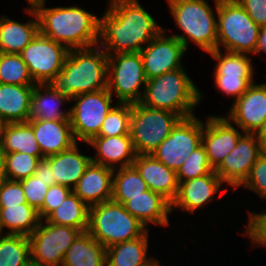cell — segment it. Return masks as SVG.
I'll use <instances>...</instances> for the list:
<instances>
[{
	"mask_svg": "<svg viewBox=\"0 0 266 266\" xmlns=\"http://www.w3.org/2000/svg\"><path fill=\"white\" fill-rule=\"evenodd\" d=\"M62 266H106V248L87 231L81 232L65 253Z\"/></svg>",
	"mask_w": 266,
	"mask_h": 266,
	"instance_id": "obj_30",
	"label": "cell"
},
{
	"mask_svg": "<svg viewBox=\"0 0 266 266\" xmlns=\"http://www.w3.org/2000/svg\"><path fill=\"white\" fill-rule=\"evenodd\" d=\"M256 136L261 143L263 152H266V121L263 123L262 127L256 133Z\"/></svg>",
	"mask_w": 266,
	"mask_h": 266,
	"instance_id": "obj_48",
	"label": "cell"
},
{
	"mask_svg": "<svg viewBox=\"0 0 266 266\" xmlns=\"http://www.w3.org/2000/svg\"><path fill=\"white\" fill-rule=\"evenodd\" d=\"M46 2L36 4L39 31L70 49L98 45L99 18L82 7H45Z\"/></svg>",
	"mask_w": 266,
	"mask_h": 266,
	"instance_id": "obj_3",
	"label": "cell"
},
{
	"mask_svg": "<svg viewBox=\"0 0 266 266\" xmlns=\"http://www.w3.org/2000/svg\"><path fill=\"white\" fill-rule=\"evenodd\" d=\"M146 82L140 52L108 55L107 89L117 103H139Z\"/></svg>",
	"mask_w": 266,
	"mask_h": 266,
	"instance_id": "obj_9",
	"label": "cell"
},
{
	"mask_svg": "<svg viewBox=\"0 0 266 266\" xmlns=\"http://www.w3.org/2000/svg\"><path fill=\"white\" fill-rule=\"evenodd\" d=\"M69 49L40 32L21 51L22 60L27 64L36 84H46L62 70Z\"/></svg>",
	"mask_w": 266,
	"mask_h": 266,
	"instance_id": "obj_14",
	"label": "cell"
},
{
	"mask_svg": "<svg viewBox=\"0 0 266 266\" xmlns=\"http://www.w3.org/2000/svg\"><path fill=\"white\" fill-rule=\"evenodd\" d=\"M260 29L236 0L218 2L217 49L222 46L227 52L257 55Z\"/></svg>",
	"mask_w": 266,
	"mask_h": 266,
	"instance_id": "obj_7",
	"label": "cell"
},
{
	"mask_svg": "<svg viewBox=\"0 0 266 266\" xmlns=\"http://www.w3.org/2000/svg\"><path fill=\"white\" fill-rule=\"evenodd\" d=\"M202 96L182 67L147 80L139 103L187 118L194 116V108L200 103Z\"/></svg>",
	"mask_w": 266,
	"mask_h": 266,
	"instance_id": "obj_4",
	"label": "cell"
},
{
	"mask_svg": "<svg viewBox=\"0 0 266 266\" xmlns=\"http://www.w3.org/2000/svg\"><path fill=\"white\" fill-rule=\"evenodd\" d=\"M242 132L226 117L208 115L205 123L203 122L202 145L214 170L236 147L239 138L244 134Z\"/></svg>",
	"mask_w": 266,
	"mask_h": 266,
	"instance_id": "obj_18",
	"label": "cell"
},
{
	"mask_svg": "<svg viewBox=\"0 0 266 266\" xmlns=\"http://www.w3.org/2000/svg\"><path fill=\"white\" fill-rule=\"evenodd\" d=\"M149 235L148 230L141 237L106 248V266H148L151 264L156 258L147 253Z\"/></svg>",
	"mask_w": 266,
	"mask_h": 266,
	"instance_id": "obj_28",
	"label": "cell"
},
{
	"mask_svg": "<svg viewBox=\"0 0 266 266\" xmlns=\"http://www.w3.org/2000/svg\"><path fill=\"white\" fill-rule=\"evenodd\" d=\"M148 266H161L160 265V260L155 259L151 264H149Z\"/></svg>",
	"mask_w": 266,
	"mask_h": 266,
	"instance_id": "obj_52",
	"label": "cell"
},
{
	"mask_svg": "<svg viewBox=\"0 0 266 266\" xmlns=\"http://www.w3.org/2000/svg\"><path fill=\"white\" fill-rule=\"evenodd\" d=\"M212 171H214V169L211 167L207 152L201 144L189 155L176 173L178 182L180 183L207 175Z\"/></svg>",
	"mask_w": 266,
	"mask_h": 266,
	"instance_id": "obj_39",
	"label": "cell"
},
{
	"mask_svg": "<svg viewBox=\"0 0 266 266\" xmlns=\"http://www.w3.org/2000/svg\"><path fill=\"white\" fill-rule=\"evenodd\" d=\"M258 194L261 199L266 200V152H263L254 163L251 171L240 186Z\"/></svg>",
	"mask_w": 266,
	"mask_h": 266,
	"instance_id": "obj_40",
	"label": "cell"
},
{
	"mask_svg": "<svg viewBox=\"0 0 266 266\" xmlns=\"http://www.w3.org/2000/svg\"><path fill=\"white\" fill-rule=\"evenodd\" d=\"M0 142L5 153L21 152L45 158L28 122L7 123Z\"/></svg>",
	"mask_w": 266,
	"mask_h": 266,
	"instance_id": "obj_31",
	"label": "cell"
},
{
	"mask_svg": "<svg viewBox=\"0 0 266 266\" xmlns=\"http://www.w3.org/2000/svg\"><path fill=\"white\" fill-rule=\"evenodd\" d=\"M215 12L205 0H167L174 23L183 34H172L188 50L189 41L204 53L217 49V6ZM216 15H215V14Z\"/></svg>",
	"mask_w": 266,
	"mask_h": 266,
	"instance_id": "obj_5",
	"label": "cell"
},
{
	"mask_svg": "<svg viewBox=\"0 0 266 266\" xmlns=\"http://www.w3.org/2000/svg\"><path fill=\"white\" fill-rule=\"evenodd\" d=\"M28 204L20 181L4 179L0 182V208Z\"/></svg>",
	"mask_w": 266,
	"mask_h": 266,
	"instance_id": "obj_43",
	"label": "cell"
},
{
	"mask_svg": "<svg viewBox=\"0 0 266 266\" xmlns=\"http://www.w3.org/2000/svg\"><path fill=\"white\" fill-rule=\"evenodd\" d=\"M26 266H40V265L39 264H35V263L30 261Z\"/></svg>",
	"mask_w": 266,
	"mask_h": 266,
	"instance_id": "obj_54",
	"label": "cell"
},
{
	"mask_svg": "<svg viewBox=\"0 0 266 266\" xmlns=\"http://www.w3.org/2000/svg\"><path fill=\"white\" fill-rule=\"evenodd\" d=\"M263 153L256 134L244 133L236 147L224 158L214 170L223 183L231 188H239L247 179L251 168Z\"/></svg>",
	"mask_w": 266,
	"mask_h": 266,
	"instance_id": "obj_15",
	"label": "cell"
},
{
	"mask_svg": "<svg viewBox=\"0 0 266 266\" xmlns=\"http://www.w3.org/2000/svg\"><path fill=\"white\" fill-rule=\"evenodd\" d=\"M148 230L123 204L112 199L89 208L87 232L105 248L141 237Z\"/></svg>",
	"mask_w": 266,
	"mask_h": 266,
	"instance_id": "obj_6",
	"label": "cell"
},
{
	"mask_svg": "<svg viewBox=\"0 0 266 266\" xmlns=\"http://www.w3.org/2000/svg\"><path fill=\"white\" fill-rule=\"evenodd\" d=\"M6 179L5 174V152L2 149V145L0 142V182Z\"/></svg>",
	"mask_w": 266,
	"mask_h": 266,
	"instance_id": "obj_49",
	"label": "cell"
},
{
	"mask_svg": "<svg viewBox=\"0 0 266 266\" xmlns=\"http://www.w3.org/2000/svg\"><path fill=\"white\" fill-rule=\"evenodd\" d=\"M29 3V7H34L36 4L46 2V0H26Z\"/></svg>",
	"mask_w": 266,
	"mask_h": 266,
	"instance_id": "obj_51",
	"label": "cell"
},
{
	"mask_svg": "<svg viewBox=\"0 0 266 266\" xmlns=\"http://www.w3.org/2000/svg\"><path fill=\"white\" fill-rule=\"evenodd\" d=\"M259 26H266V0H236Z\"/></svg>",
	"mask_w": 266,
	"mask_h": 266,
	"instance_id": "obj_45",
	"label": "cell"
},
{
	"mask_svg": "<svg viewBox=\"0 0 266 266\" xmlns=\"http://www.w3.org/2000/svg\"><path fill=\"white\" fill-rule=\"evenodd\" d=\"M222 179L215 173L197 177L179 183L178 194L171 203V211L179 209L184 213H195L196 210L203 208L207 203L215 199V195L222 190ZM182 209V210H181Z\"/></svg>",
	"mask_w": 266,
	"mask_h": 266,
	"instance_id": "obj_19",
	"label": "cell"
},
{
	"mask_svg": "<svg viewBox=\"0 0 266 266\" xmlns=\"http://www.w3.org/2000/svg\"><path fill=\"white\" fill-rule=\"evenodd\" d=\"M72 192L69 187L55 184L48 188L43 207L38 211L41 220H45Z\"/></svg>",
	"mask_w": 266,
	"mask_h": 266,
	"instance_id": "obj_44",
	"label": "cell"
},
{
	"mask_svg": "<svg viewBox=\"0 0 266 266\" xmlns=\"http://www.w3.org/2000/svg\"><path fill=\"white\" fill-rule=\"evenodd\" d=\"M41 219L38 212L29 204L0 208V222L6 234L30 236Z\"/></svg>",
	"mask_w": 266,
	"mask_h": 266,
	"instance_id": "obj_33",
	"label": "cell"
},
{
	"mask_svg": "<svg viewBox=\"0 0 266 266\" xmlns=\"http://www.w3.org/2000/svg\"><path fill=\"white\" fill-rule=\"evenodd\" d=\"M181 119L167 110L131 104L130 137L136 154H152Z\"/></svg>",
	"mask_w": 266,
	"mask_h": 266,
	"instance_id": "obj_8",
	"label": "cell"
},
{
	"mask_svg": "<svg viewBox=\"0 0 266 266\" xmlns=\"http://www.w3.org/2000/svg\"><path fill=\"white\" fill-rule=\"evenodd\" d=\"M248 225L245 226L244 235L250 238L251 247L264 246L266 248V211L248 213Z\"/></svg>",
	"mask_w": 266,
	"mask_h": 266,
	"instance_id": "obj_42",
	"label": "cell"
},
{
	"mask_svg": "<svg viewBox=\"0 0 266 266\" xmlns=\"http://www.w3.org/2000/svg\"><path fill=\"white\" fill-rule=\"evenodd\" d=\"M125 209L146 227L148 224L169 226L168 215L172 213L171 203L161 194L150 189L137 197H128Z\"/></svg>",
	"mask_w": 266,
	"mask_h": 266,
	"instance_id": "obj_25",
	"label": "cell"
},
{
	"mask_svg": "<svg viewBox=\"0 0 266 266\" xmlns=\"http://www.w3.org/2000/svg\"><path fill=\"white\" fill-rule=\"evenodd\" d=\"M40 160L39 157L27 153H5L6 179L20 181L34 175Z\"/></svg>",
	"mask_w": 266,
	"mask_h": 266,
	"instance_id": "obj_38",
	"label": "cell"
},
{
	"mask_svg": "<svg viewBox=\"0 0 266 266\" xmlns=\"http://www.w3.org/2000/svg\"><path fill=\"white\" fill-rule=\"evenodd\" d=\"M27 122L32 126L44 157L68 150L77 143L72 133L70 120L29 119Z\"/></svg>",
	"mask_w": 266,
	"mask_h": 266,
	"instance_id": "obj_23",
	"label": "cell"
},
{
	"mask_svg": "<svg viewBox=\"0 0 266 266\" xmlns=\"http://www.w3.org/2000/svg\"><path fill=\"white\" fill-rule=\"evenodd\" d=\"M80 233L77 228L41 220L28 237L31 262L40 266H62L65 253Z\"/></svg>",
	"mask_w": 266,
	"mask_h": 266,
	"instance_id": "obj_11",
	"label": "cell"
},
{
	"mask_svg": "<svg viewBox=\"0 0 266 266\" xmlns=\"http://www.w3.org/2000/svg\"><path fill=\"white\" fill-rule=\"evenodd\" d=\"M27 203L37 212L43 207V202L49 186L35 175L20 180Z\"/></svg>",
	"mask_w": 266,
	"mask_h": 266,
	"instance_id": "obj_41",
	"label": "cell"
},
{
	"mask_svg": "<svg viewBox=\"0 0 266 266\" xmlns=\"http://www.w3.org/2000/svg\"><path fill=\"white\" fill-rule=\"evenodd\" d=\"M33 88L34 85L0 83V116L7 123L29 120Z\"/></svg>",
	"mask_w": 266,
	"mask_h": 266,
	"instance_id": "obj_27",
	"label": "cell"
},
{
	"mask_svg": "<svg viewBox=\"0 0 266 266\" xmlns=\"http://www.w3.org/2000/svg\"><path fill=\"white\" fill-rule=\"evenodd\" d=\"M25 12L32 15L26 23H21L6 16H0V52L20 54L35 38L39 31V20L33 7H27Z\"/></svg>",
	"mask_w": 266,
	"mask_h": 266,
	"instance_id": "obj_24",
	"label": "cell"
},
{
	"mask_svg": "<svg viewBox=\"0 0 266 266\" xmlns=\"http://www.w3.org/2000/svg\"><path fill=\"white\" fill-rule=\"evenodd\" d=\"M30 261L28 236L6 234L0 239V266H26Z\"/></svg>",
	"mask_w": 266,
	"mask_h": 266,
	"instance_id": "obj_35",
	"label": "cell"
},
{
	"mask_svg": "<svg viewBox=\"0 0 266 266\" xmlns=\"http://www.w3.org/2000/svg\"><path fill=\"white\" fill-rule=\"evenodd\" d=\"M38 179L46 182L48 186L55 185L56 181L52 174V167L50 166V162L43 158L38 162L37 169L34 174Z\"/></svg>",
	"mask_w": 266,
	"mask_h": 266,
	"instance_id": "obj_46",
	"label": "cell"
},
{
	"mask_svg": "<svg viewBox=\"0 0 266 266\" xmlns=\"http://www.w3.org/2000/svg\"><path fill=\"white\" fill-rule=\"evenodd\" d=\"M2 234V235H1ZM6 235V233L4 234L3 233V227H2V224H1V222H0V239L2 238V237H4Z\"/></svg>",
	"mask_w": 266,
	"mask_h": 266,
	"instance_id": "obj_53",
	"label": "cell"
},
{
	"mask_svg": "<svg viewBox=\"0 0 266 266\" xmlns=\"http://www.w3.org/2000/svg\"><path fill=\"white\" fill-rule=\"evenodd\" d=\"M146 182L148 189L161 194L172 203L179 189L176 171L169 169L152 154H138L132 164Z\"/></svg>",
	"mask_w": 266,
	"mask_h": 266,
	"instance_id": "obj_20",
	"label": "cell"
},
{
	"mask_svg": "<svg viewBox=\"0 0 266 266\" xmlns=\"http://www.w3.org/2000/svg\"><path fill=\"white\" fill-rule=\"evenodd\" d=\"M52 167V174L56 184L73 189L83 176L86 167L91 162V157L83 155L78 147V142L70 149L45 157Z\"/></svg>",
	"mask_w": 266,
	"mask_h": 266,
	"instance_id": "obj_26",
	"label": "cell"
},
{
	"mask_svg": "<svg viewBox=\"0 0 266 266\" xmlns=\"http://www.w3.org/2000/svg\"><path fill=\"white\" fill-rule=\"evenodd\" d=\"M114 169L93 162L72 191L89 207L112 199Z\"/></svg>",
	"mask_w": 266,
	"mask_h": 266,
	"instance_id": "obj_21",
	"label": "cell"
},
{
	"mask_svg": "<svg viewBox=\"0 0 266 266\" xmlns=\"http://www.w3.org/2000/svg\"><path fill=\"white\" fill-rule=\"evenodd\" d=\"M43 89V90H42ZM67 98L56 93L47 84H36L31 98V110L29 119L47 120H70V109L61 110Z\"/></svg>",
	"mask_w": 266,
	"mask_h": 266,
	"instance_id": "obj_29",
	"label": "cell"
},
{
	"mask_svg": "<svg viewBox=\"0 0 266 266\" xmlns=\"http://www.w3.org/2000/svg\"><path fill=\"white\" fill-rule=\"evenodd\" d=\"M217 61L213 72L214 83L218 91L232 96L234 101L241 97L255 82L254 69L249 54L232 53L216 49L208 53Z\"/></svg>",
	"mask_w": 266,
	"mask_h": 266,
	"instance_id": "obj_12",
	"label": "cell"
},
{
	"mask_svg": "<svg viewBox=\"0 0 266 266\" xmlns=\"http://www.w3.org/2000/svg\"><path fill=\"white\" fill-rule=\"evenodd\" d=\"M131 104L117 103L105 117L99 135L112 137L130 135Z\"/></svg>",
	"mask_w": 266,
	"mask_h": 266,
	"instance_id": "obj_37",
	"label": "cell"
},
{
	"mask_svg": "<svg viewBox=\"0 0 266 266\" xmlns=\"http://www.w3.org/2000/svg\"><path fill=\"white\" fill-rule=\"evenodd\" d=\"M0 83L13 85H36L27 64L20 54L0 52Z\"/></svg>",
	"mask_w": 266,
	"mask_h": 266,
	"instance_id": "obj_36",
	"label": "cell"
},
{
	"mask_svg": "<svg viewBox=\"0 0 266 266\" xmlns=\"http://www.w3.org/2000/svg\"><path fill=\"white\" fill-rule=\"evenodd\" d=\"M230 106L227 119L243 133L256 134L266 121V83L253 82Z\"/></svg>",
	"mask_w": 266,
	"mask_h": 266,
	"instance_id": "obj_17",
	"label": "cell"
},
{
	"mask_svg": "<svg viewBox=\"0 0 266 266\" xmlns=\"http://www.w3.org/2000/svg\"><path fill=\"white\" fill-rule=\"evenodd\" d=\"M99 18L98 45L108 54L140 52L164 28L138 0H110Z\"/></svg>",
	"mask_w": 266,
	"mask_h": 266,
	"instance_id": "obj_1",
	"label": "cell"
},
{
	"mask_svg": "<svg viewBox=\"0 0 266 266\" xmlns=\"http://www.w3.org/2000/svg\"><path fill=\"white\" fill-rule=\"evenodd\" d=\"M149 190L137 169L131 165L114 169L112 184V200L121 204L128 201V197L143 195Z\"/></svg>",
	"mask_w": 266,
	"mask_h": 266,
	"instance_id": "obj_34",
	"label": "cell"
},
{
	"mask_svg": "<svg viewBox=\"0 0 266 266\" xmlns=\"http://www.w3.org/2000/svg\"><path fill=\"white\" fill-rule=\"evenodd\" d=\"M261 52L266 54V26L261 27L258 37L257 55Z\"/></svg>",
	"mask_w": 266,
	"mask_h": 266,
	"instance_id": "obj_47",
	"label": "cell"
},
{
	"mask_svg": "<svg viewBox=\"0 0 266 266\" xmlns=\"http://www.w3.org/2000/svg\"><path fill=\"white\" fill-rule=\"evenodd\" d=\"M166 29L149 42L141 51L147 80L182 68L185 46L175 37L165 35Z\"/></svg>",
	"mask_w": 266,
	"mask_h": 266,
	"instance_id": "obj_16",
	"label": "cell"
},
{
	"mask_svg": "<svg viewBox=\"0 0 266 266\" xmlns=\"http://www.w3.org/2000/svg\"><path fill=\"white\" fill-rule=\"evenodd\" d=\"M203 122L191 116L182 118L152 155L169 169L178 171L189 155L202 144Z\"/></svg>",
	"mask_w": 266,
	"mask_h": 266,
	"instance_id": "obj_13",
	"label": "cell"
},
{
	"mask_svg": "<svg viewBox=\"0 0 266 266\" xmlns=\"http://www.w3.org/2000/svg\"><path fill=\"white\" fill-rule=\"evenodd\" d=\"M7 122L0 116V139L4 132Z\"/></svg>",
	"mask_w": 266,
	"mask_h": 266,
	"instance_id": "obj_50",
	"label": "cell"
},
{
	"mask_svg": "<svg viewBox=\"0 0 266 266\" xmlns=\"http://www.w3.org/2000/svg\"><path fill=\"white\" fill-rule=\"evenodd\" d=\"M108 54L99 46L70 49L64 66L46 84L72 101L77 95L107 88Z\"/></svg>",
	"mask_w": 266,
	"mask_h": 266,
	"instance_id": "obj_2",
	"label": "cell"
},
{
	"mask_svg": "<svg viewBox=\"0 0 266 266\" xmlns=\"http://www.w3.org/2000/svg\"><path fill=\"white\" fill-rule=\"evenodd\" d=\"M113 96L108 89L77 95L71 102L75 104L70 108V124L76 140L88 143L93 137L99 135L102 123L115 106L112 105Z\"/></svg>",
	"mask_w": 266,
	"mask_h": 266,
	"instance_id": "obj_10",
	"label": "cell"
},
{
	"mask_svg": "<svg viewBox=\"0 0 266 266\" xmlns=\"http://www.w3.org/2000/svg\"><path fill=\"white\" fill-rule=\"evenodd\" d=\"M86 144L96 149V156L91 157V162L112 169L131 166L137 155L130 135L95 136Z\"/></svg>",
	"mask_w": 266,
	"mask_h": 266,
	"instance_id": "obj_22",
	"label": "cell"
},
{
	"mask_svg": "<svg viewBox=\"0 0 266 266\" xmlns=\"http://www.w3.org/2000/svg\"><path fill=\"white\" fill-rule=\"evenodd\" d=\"M89 208L72 191L45 221L56 225L71 226L85 232L89 225Z\"/></svg>",
	"mask_w": 266,
	"mask_h": 266,
	"instance_id": "obj_32",
	"label": "cell"
}]
</instances>
